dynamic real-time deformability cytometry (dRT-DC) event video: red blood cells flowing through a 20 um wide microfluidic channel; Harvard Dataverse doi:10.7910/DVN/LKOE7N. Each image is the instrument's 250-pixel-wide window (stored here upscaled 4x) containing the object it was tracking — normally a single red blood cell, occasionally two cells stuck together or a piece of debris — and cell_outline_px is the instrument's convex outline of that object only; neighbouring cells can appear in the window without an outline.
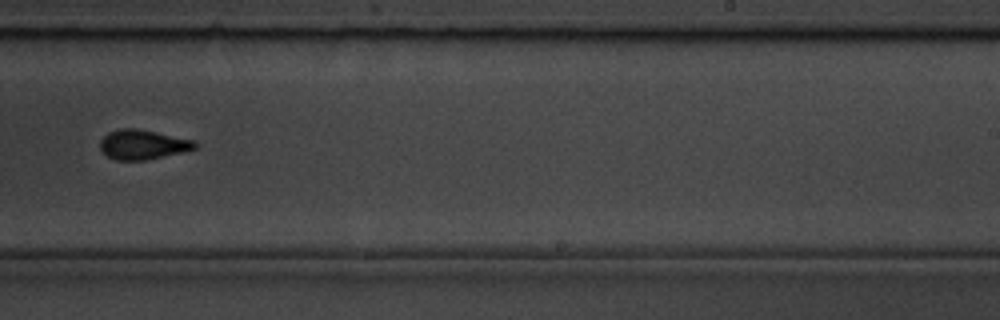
{"species": "common noctule bat (a hibernating species)", "species_latin": "Nyctalus noctula", "temperature_condition": "room temperature", "stored_images_in_passage": 16, "camera_frame_rate_fps": 3000, "um_per_image_px": 0.085, "animal": {"sex": "male", "body_mass_g": 19.5, "forearm_length_mm": 54.6}, "frame": {"image": 1, "passage_image": 10, "time_ms": 3.0, "image_size_px": [1000, 320], "cell_outline_px": [[200, 144], [196, 148], [184, 152], [144, 160], [116, 160], [108, 156], [100, 148], [100, 140], [108, 132], [120, 128], [136, 128], [196, 140]], "centroid_in_image_um": [12.18, 12.28], "position_along_channel_um": 276.8, "area_um2": 16.47}}
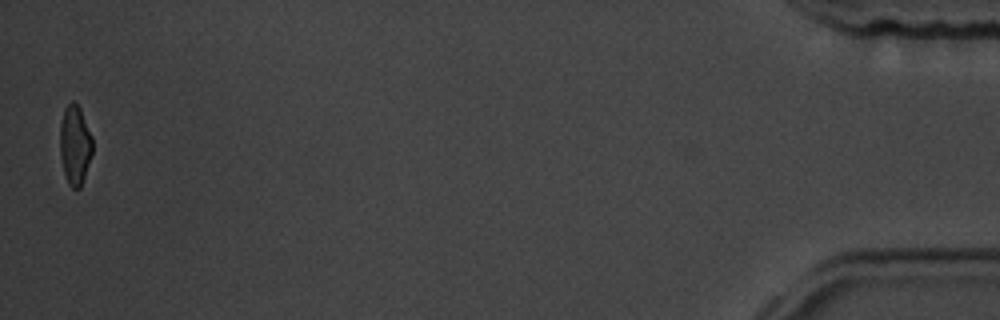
{"frame": {"image": 2, "passage_image": 16, "time_ms": 5.0, "image_size_px": [1000, 320], "cell_outline_px": [[92, 152], [80, 188], [72, 188], [68, 184], [64, 172], [60, 156], [60, 124], [64, 108], [72, 100], [80, 108], [92, 136]], "centroid_in_image_um": [6.35, 12.3], "position_along_channel_um": 428.8, "area_um2": 14.91}}